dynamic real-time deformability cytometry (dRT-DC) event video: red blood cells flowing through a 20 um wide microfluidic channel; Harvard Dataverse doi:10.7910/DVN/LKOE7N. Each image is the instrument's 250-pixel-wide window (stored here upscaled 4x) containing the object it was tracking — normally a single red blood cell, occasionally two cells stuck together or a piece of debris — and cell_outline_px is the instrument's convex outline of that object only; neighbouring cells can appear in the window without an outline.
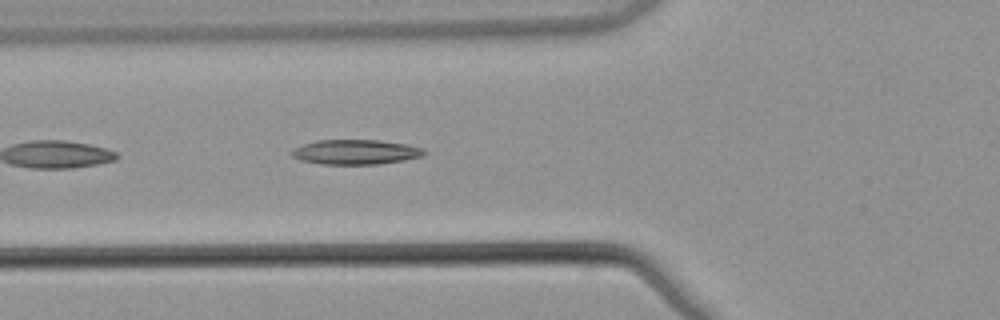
{"species": "common noctule bat (a hibernating species)", "species_latin": "Nyctalus noctula", "temperature_condition": "warm", "stored_images_in_passage": 2, "camera_frame_rate_fps": 3000, "um_per_image_px": 0.085, "animal": {"sex": "male", "body_mass_g": 21.5, "forearm_length_mm": 52.0}, "frame": {"image": 1, "passage_image": 2, "time_ms": 0.333, "image_size_px": [1000, 320], "cell_outline_px": [[424, 152], [420, 156], [404, 160], [380, 164], [320, 164], [300, 160], [292, 156], [288, 152], [304, 144], [316, 140], [380, 140], [404, 144], [424, 148]], "centroid_in_image_um": [30.18, 12.92], "position_along_channel_um": 95.6, "area_um2": 19.02}}